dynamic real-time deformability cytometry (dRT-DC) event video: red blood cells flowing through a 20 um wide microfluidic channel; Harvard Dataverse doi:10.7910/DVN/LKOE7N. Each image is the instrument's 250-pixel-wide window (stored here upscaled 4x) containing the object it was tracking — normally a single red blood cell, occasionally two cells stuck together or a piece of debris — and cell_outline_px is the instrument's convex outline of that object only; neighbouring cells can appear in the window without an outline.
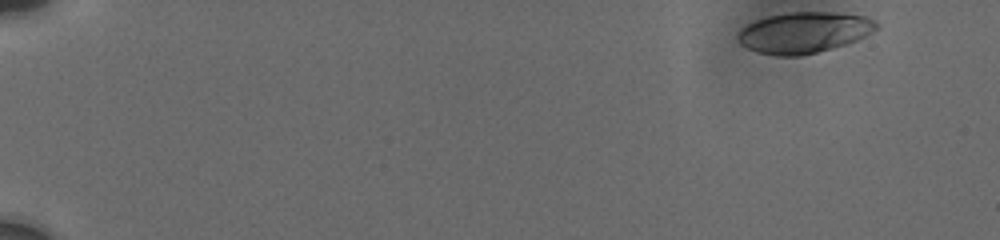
{"species": "human", "species_latin": "Homo sapiens", "temperature_condition": "cold", "stored_images_in_passage": 15, "camera_frame_rate_fps": 3000, "um_per_image_px": 0.085, "donor": {"sex": "male"}, "frame": {"image": 1, "passage_image": 1, "time_ms": 0.0, "image_size_px": [1000, 240], "cell_outline_px": [[880, 24], [872, 32], [848, 44], [800, 56], [776, 56], [756, 52], [740, 44], [736, 40], [736, 36], [740, 28], [756, 20], [768, 16], [788, 12], [832, 12], [864, 16]], "centroid_in_image_um": [68.29, 2.77], "position_along_channel_um": 16.7, "area_um2": 33.18}}
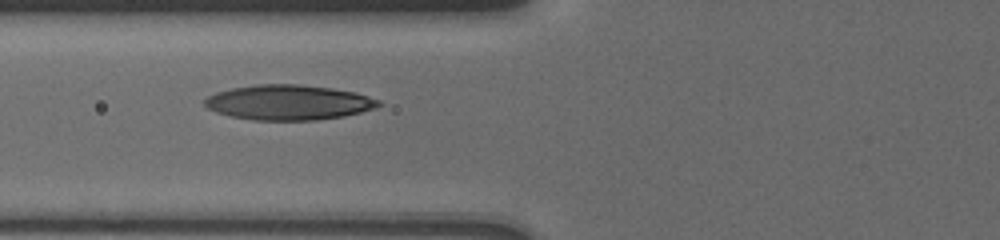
{"frame": {"image": 2, "passage_image": 13, "time_ms": 6.667, "image_size_px": [1000, 240], "cell_outline_px": [[384, 104], [376, 108], [344, 116], [316, 120], [252, 120], [232, 116], [216, 112], [208, 108], [204, 104], [204, 100], [208, 96], [216, 92], [232, 88], [256, 84], [296, 84], [332, 88], [356, 92], [380, 100]], "centroid_in_image_um": [24.55, 8.7], "position_along_channel_um": 101.2, "area_um2": 35.6}}
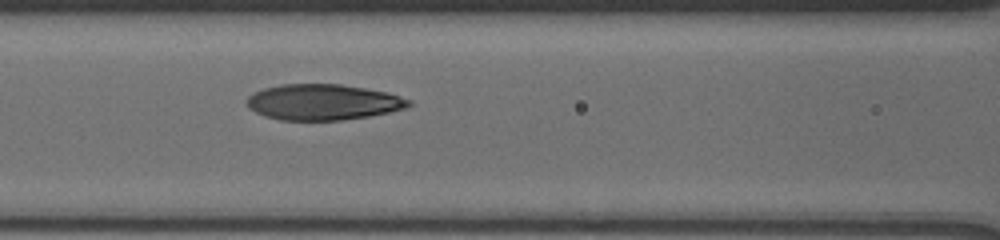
{"frame": {"image": 3, "passage_image": 15, "time_ms": 7.667, "image_size_px": [1000, 240], "cell_outline_px": [[412, 104], [408, 108], [368, 116], [344, 120], [280, 120], [264, 116], [248, 108], [244, 100], [248, 96], [264, 88], [280, 84], [340, 84], [388, 92], [412, 100]], "centroid_in_image_um": [27.45, 8.68], "position_along_channel_um": 139.1, "area_um2": 33.99}}